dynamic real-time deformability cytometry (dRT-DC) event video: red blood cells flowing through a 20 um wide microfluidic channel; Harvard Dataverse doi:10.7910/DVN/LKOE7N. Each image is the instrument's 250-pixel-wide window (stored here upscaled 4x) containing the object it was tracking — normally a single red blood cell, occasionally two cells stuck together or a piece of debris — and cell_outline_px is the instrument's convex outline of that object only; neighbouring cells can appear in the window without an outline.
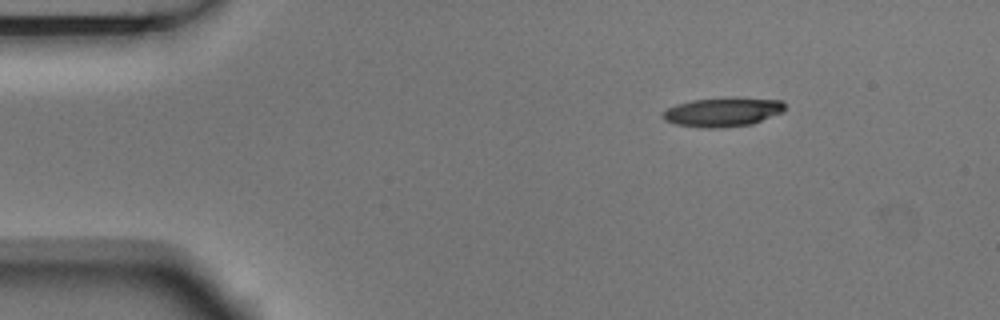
{"species": "Egyptian fruit bat (a non-hibernating species)", "species_latin": "Rousettus aegyptiacus", "temperature_condition": "room temperature", "stored_images_in_passage": 3, "camera_frame_rate_fps": 3000, "um_per_image_px": 0.085, "animal": {"sex": "male"}, "frame": {"image": 1, "passage_image": 1, "time_ms": 0.0, "image_size_px": [1000, 320], "cell_outline_px": [[784, 112], [752, 124], [724, 128], [708, 128], [676, 124], [664, 120], [664, 112], [668, 108], [676, 104], [692, 100], [780, 100], [784, 104]], "centroid_in_image_um": [61.41, 9.58], "position_along_channel_um": 23.6, "area_um2": 19.65}}
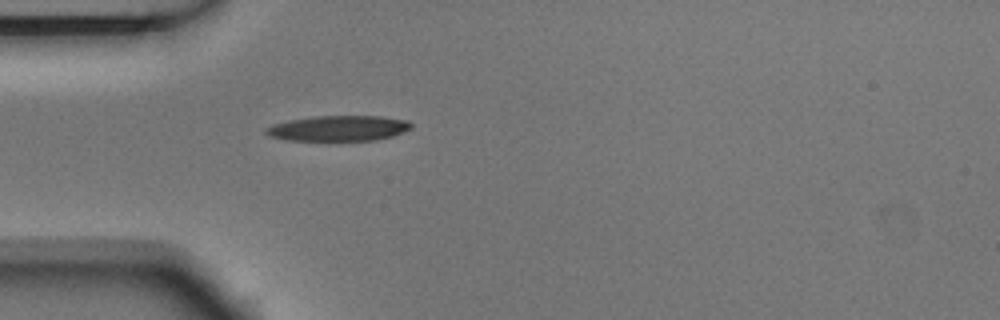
{"frame": {"image": 2, "passage_image": 3, "time_ms": 0.667, "image_size_px": [1000, 320], "cell_outline_px": [[412, 128], [392, 136], [376, 140], [288, 140], [268, 136], [264, 132], [264, 128], [272, 124], [288, 120], [316, 116], [380, 116], [408, 120], [412, 124]], "centroid_in_image_um": [28.75, 10.9], "position_along_channel_um": 56.3, "area_um2": 21.56}}